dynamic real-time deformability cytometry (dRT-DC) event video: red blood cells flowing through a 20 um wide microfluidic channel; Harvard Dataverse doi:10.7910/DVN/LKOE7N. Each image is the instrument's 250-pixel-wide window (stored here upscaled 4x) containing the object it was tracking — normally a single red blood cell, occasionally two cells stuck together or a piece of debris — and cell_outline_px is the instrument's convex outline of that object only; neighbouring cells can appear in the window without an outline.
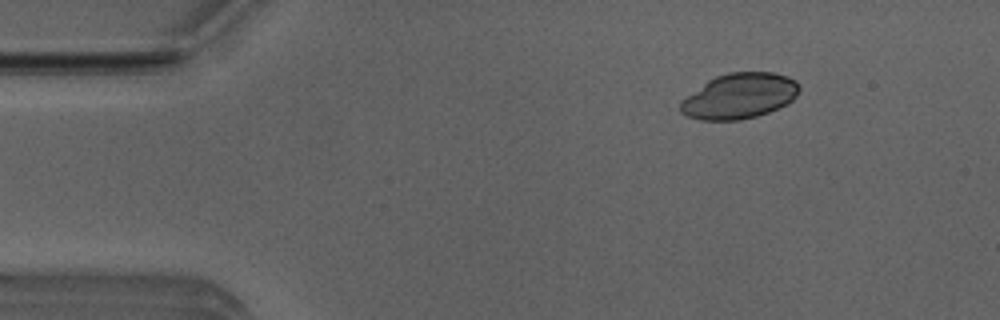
{"species": "Egyptian fruit bat (a non-hibernating species)", "species_latin": "Rousettus aegyptiacus", "temperature_condition": "room temperature", "stored_images_in_passage": 5, "camera_frame_rate_fps": 3000, "um_per_image_px": 0.085, "animal": {"sex": "male"}, "frame": {"image": 1, "passage_image": 2, "time_ms": 0.333, "image_size_px": [1000, 320], "cell_outline_px": [[800, 88], [796, 96], [788, 104], [768, 112], [756, 116], [740, 120], [700, 120], [688, 116], [680, 112], [680, 100], [708, 80], [716, 76], [728, 72], [776, 72], [788, 76], [796, 80]], "centroid_in_image_um": [62.85, 8.15], "position_along_channel_um": 22.1, "area_um2": 31.62}}